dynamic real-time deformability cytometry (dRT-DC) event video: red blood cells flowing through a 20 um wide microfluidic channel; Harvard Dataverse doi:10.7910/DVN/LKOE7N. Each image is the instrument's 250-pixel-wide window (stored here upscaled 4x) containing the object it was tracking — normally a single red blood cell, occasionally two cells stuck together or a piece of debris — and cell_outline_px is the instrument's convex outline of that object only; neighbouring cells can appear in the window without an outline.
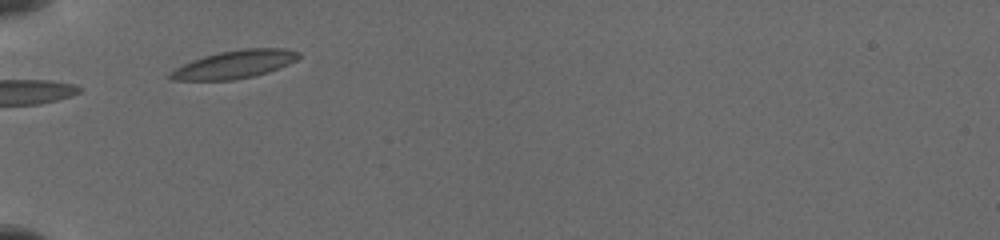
{"species": "common noctule bat (a hibernating species)", "species_latin": "Nyctalus noctula", "temperature_condition": "cold", "stored_images_in_passage": 3, "camera_frame_rate_fps": 3000, "um_per_image_px": 0.085, "animal": {"sex": "female", "body_mass_g": 19.5, "forearm_length_mm": 54.1}, "frame": {"image": 1, "passage_image": 2, "time_ms": 1.0, "image_size_px": [1000, 240], "cell_outline_px": [[300, 56], [296, 60], [288, 64], [268, 72], [252, 76], [232, 80], [172, 80], [168, 76], [176, 68], [192, 60], [204, 56], [220, 52], [240, 48], [284, 48], [300, 52]], "centroid_in_image_um": [19.96, 5.46], "position_along_channel_um": 65.0, "area_um2": 20.75}}
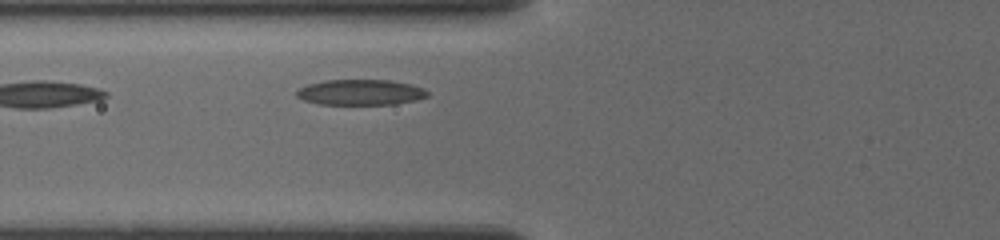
{"frame": {"image": 2, "passage_image": 3, "time_ms": 2.0, "image_size_px": [1000, 240], "cell_outline_px": [[428, 96], [416, 100], [392, 104], [320, 104], [304, 100], [296, 96], [296, 92], [300, 88], [308, 84], [324, 80], [392, 80], [412, 84], [424, 88], [428, 92]], "centroid_in_image_um": [30.66, 7.83], "position_along_channel_um": 95.1, "area_um2": 19.48}}